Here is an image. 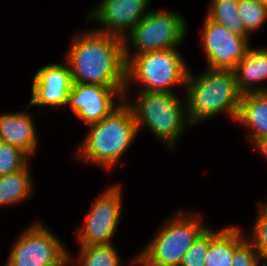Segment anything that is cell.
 I'll return each instance as SVG.
<instances>
[{
	"mask_svg": "<svg viewBox=\"0 0 267 266\" xmlns=\"http://www.w3.org/2000/svg\"><path fill=\"white\" fill-rule=\"evenodd\" d=\"M183 209L178 208L161 222L157 232L136 252V266L180 265L193 243L209 227L202 211Z\"/></svg>",
	"mask_w": 267,
	"mask_h": 266,
	"instance_id": "cell-5",
	"label": "cell"
},
{
	"mask_svg": "<svg viewBox=\"0 0 267 266\" xmlns=\"http://www.w3.org/2000/svg\"><path fill=\"white\" fill-rule=\"evenodd\" d=\"M117 247L112 244L107 245H87L79 246L77 255L69 253V259L74 266H122L123 257L119 254ZM130 260V261H129ZM123 266H136V254L133 255ZM122 262V263H121Z\"/></svg>",
	"mask_w": 267,
	"mask_h": 266,
	"instance_id": "cell-19",
	"label": "cell"
},
{
	"mask_svg": "<svg viewBox=\"0 0 267 266\" xmlns=\"http://www.w3.org/2000/svg\"><path fill=\"white\" fill-rule=\"evenodd\" d=\"M152 0H100L87 13L86 21L95 30L121 38L147 15ZM92 20V21H91ZM91 21V22H90Z\"/></svg>",
	"mask_w": 267,
	"mask_h": 266,
	"instance_id": "cell-11",
	"label": "cell"
},
{
	"mask_svg": "<svg viewBox=\"0 0 267 266\" xmlns=\"http://www.w3.org/2000/svg\"><path fill=\"white\" fill-rule=\"evenodd\" d=\"M199 30L200 44L206 67L210 69H233L252 46V37L231 33L227 28L204 16Z\"/></svg>",
	"mask_w": 267,
	"mask_h": 266,
	"instance_id": "cell-10",
	"label": "cell"
},
{
	"mask_svg": "<svg viewBox=\"0 0 267 266\" xmlns=\"http://www.w3.org/2000/svg\"><path fill=\"white\" fill-rule=\"evenodd\" d=\"M87 127L72 157L85 166L95 165L107 173L118 166L139 135L132 108L125 101L106 118Z\"/></svg>",
	"mask_w": 267,
	"mask_h": 266,
	"instance_id": "cell-2",
	"label": "cell"
},
{
	"mask_svg": "<svg viewBox=\"0 0 267 266\" xmlns=\"http://www.w3.org/2000/svg\"><path fill=\"white\" fill-rule=\"evenodd\" d=\"M186 62L179 47L134 55L126 62L125 91L179 93L178 87L185 91L190 69Z\"/></svg>",
	"mask_w": 267,
	"mask_h": 266,
	"instance_id": "cell-6",
	"label": "cell"
},
{
	"mask_svg": "<svg viewBox=\"0 0 267 266\" xmlns=\"http://www.w3.org/2000/svg\"><path fill=\"white\" fill-rule=\"evenodd\" d=\"M232 70L242 94L267 92V46H251Z\"/></svg>",
	"mask_w": 267,
	"mask_h": 266,
	"instance_id": "cell-15",
	"label": "cell"
},
{
	"mask_svg": "<svg viewBox=\"0 0 267 266\" xmlns=\"http://www.w3.org/2000/svg\"><path fill=\"white\" fill-rule=\"evenodd\" d=\"M187 118L190 125L225 114L235 122L242 93L237 87L232 69L204 68L194 74L189 69L185 91Z\"/></svg>",
	"mask_w": 267,
	"mask_h": 266,
	"instance_id": "cell-3",
	"label": "cell"
},
{
	"mask_svg": "<svg viewBox=\"0 0 267 266\" xmlns=\"http://www.w3.org/2000/svg\"><path fill=\"white\" fill-rule=\"evenodd\" d=\"M61 266H74L73 262L68 259L64 264H62Z\"/></svg>",
	"mask_w": 267,
	"mask_h": 266,
	"instance_id": "cell-27",
	"label": "cell"
},
{
	"mask_svg": "<svg viewBox=\"0 0 267 266\" xmlns=\"http://www.w3.org/2000/svg\"><path fill=\"white\" fill-rule=\"evenodd\" d=\"M209 248V227L197 238L179 266H204Z\"/></svg>",
	"mask_w": 267,
	"mask_h": 266,
	"instance_id": "cell-24",
	"label": "cell"
},
{
	"mask_svg": "<svg viewBox=\"0 0 267 266\" xmlns=\"http://www.w3.org/2000/svg\"><path fill=\"white\" fill-rule=\"evenodd\" d=\"M239 16L246 30L253 35L267 22V4L258 0H239Z\"/></svg>",
	"mask_w": 267,
	"mask_h": 266,
	"instance_id": "cell-22",
	"label": "cell"
},
{
	"mask_svg": "<svg viewBox=\"0 0 267 266\" xmlns=\"http://www.w3.org/2000/svg\"><path fill=\"white\" fill-rule=\"evenodd\" d=\"M206 16L231 33L243 37H252L246 30L238 12L239 0H210Z\"/></svg>",
	"mask_w": 267,
	"mask_h": 266,
	"instance_id": "cell-20",
	"label": "cell"
},
{
	"mask_svg": "<svg viewBox=\"0 0 267 266\" xmlns=\"http://www.w3.org/2000/svg\"><path fill=\"white\" fill-rule=\"evenodd\" d=\"M232 266H264L253 244L246 238L234 253Z\"/></svg>",
	"mask_w": 267,
	"mask_h": 266,
	"instance_id": "cell-25",
	"label": "cell"
},
{
	"mask_svg": "<svg viewBox=\"0 0 267 266\" xmlns=\"http://www.w3.org/2000/svg\"><path fill=\"white\" fill-rule=\"evenodd\" d=\"M30 161L23 150L0 141V176L23 170Z\"/></svg>",
	"mask_w": 267,
	"mask_h": 266,
	"instance_id": "cell-23",
	"label": "cell"
},
{
	"mask_svg": "<svg viewBox=\"0 0 267 266\" xmlns=\"http://www.w3.org/2000/svg\"><path fill=\"white\" fill-rule=\"evenodd\" d=\"M123 101L124 97L112 87L73 83L66 108L88 126L106 118Z\"/></svg>",
	"mask_w": 267,
	"mask_h": 266,
	"instance_id": "cell-12",
	"label": "cell"
},
{
	"mask_svg": "<svg viewBox=\"0 0 267 266\" xmlns=\"http://www.w3.org/2000/svg\"><path fill=\"white\" fill-rule=\"evenodd\" d=\"M26 109L0 113V141L18 147L30 158L38 152L40 144L35 115Z\"/></svg>",
	"mask_w": 267,
	"mask_h": 266,
	"instance_id": "cell-14",
	"label": "cell"
},
{
	"mask_svg": "<svg viewBox=\"0 0 267 266\" xmlns=\"http://www.w3.org/2000/svg\"><path fill=\"white\" fill-rule=\"evenodd\" d=\"M235 122L247 129L248 145L267 136V92L242 94Z\"/></svg>",
	"mask_w": 267,
	"mask_h": 266,
	"instance_id": "cell-17",
	"label": "cell"
},
{
	"mask_svg": "<svg viewBox=\"0 0 267 266\" xmlns=\"http://www.w3.org/2000/svg\"><path fill=\"white\" fill-rule=\"evenodd\" d=\"M258 1H261V2H264V3L267 4V0H258Z\"/></svg>",
	"mask_w": 267,
	"mask_h": 266,
	"instance_id": "cell-29",
	"label": "cell"
},
{
	"mask_svg": "<svg viewBox=\"0 0 267 266\" xmlns=\"http://www.w3.org/2000/svg\"><path fill=\"white\" fill-rule=\"evenodd\" d=\"M42 220L33 221L16 236L3 266H61L69 247Z\"/></svg>",
	"mask_w": 267,
	"mask_h": 266,
	"instance_id": "cell-8",
	"label": "cell"
},
{
	"mask_svg": "<svg viewBox=\"0 0 267 266\" xmlns=\"http://www.w3.org/2000/svg\"><path fill=\"white\" fill-rule=\"evenodd\" d=\"M180 13L170 8H151L123 39L125 61L134 55L181 47L189 25Z\"/></svg>",
	"mask_w": 267,
	"mask_h": 266,
	"instance_id": "cell-7",
	"label": "cell"
},
{
	"mask_svg": "<svg viewBox=\"0 0 267 266\" xmlns=\"http://www.w3.org/2000/svg\"><path fill=\"white\" fill-rule=\"evenodd\" d=\"M261 201L267 206V199L266 198H263V200H261Z\"/></svg>",
	"mask_w": 267,
	"mask_h": 266,
	"instance_id": "cell-28",
	"label": "cell"
},
{
	"mask_svg": "<svg viewBox=\"0 0 267 266\" xmlns=\"http://www.w3.org/2000/svg\"><path fill=\"white\" fill-rule=\"evenodd\" d=\"M124 101L132 108L138 133L146 129L165 148L177 150L185 130L191 127L185 95L132 90L124 91Z\"/></svg>",
	"mask_w": 267,
	"mask_h": 266,
	"instance_id": "cell-4",
	"label": "cell"
},
{
	"mask_svg": "<svg viewBox=\"0 0 267 266\" xmlns=\"http://www.w3.org/2000/svg\"><path fill=\"white\" fill-rule=\"evenodd\" d=\"M122 183H113L100 192L84 216L83 223L76 226L78 246L107 245L114 243L122 218L124 190Z\"/></svg>",
	"mask_w": 267,
	"mask_h": 266,
	"instance_id": "cell-9",
	"label": "cell"
},
{
	"mask_svg": "<svg viewBox=\"0 0 267 266\" xmlns=\"http://www.w3.org/2000/svg\"><path fill=\"white\" fill-rule=\"evenodd\" d=\"M247 238L242 226H209V248L204 266H232L235 249Z\"/></svg>",
	"mask_w": 267,
	"mask_h": 266,
	"instance_id": "cell-16",
	"label": "cell"
},
{
	"mask_svg": "<svg viewBox=\"0 0 267 266\" xmlns=\"http://www.w3.org/2000/svg\"><path fill=\"white\" fill-rule=\"evenodd\" d=\"M249 147H252L255 152H258L261 155L260 157L266 159L267 162V136L258 138Z\"/></svg>",
	"mask_w": 267,
	"mask_h": 266,
	"instance_id": "cell-26",
	"label": "cell"
},
{
	"mask_svg": "<svg viewBox=\"0 0 267 266\" xmlns=\"http://www.w3.org/2000/svg\"><path fill=\"white\" fill-rule=\"evenodd\" d=\"M256 202L255 220L245 234L256 249L261 263L267 266V206L260 200Z\"/></svg>",
	"mask_w": 267,
	"mask_h": 266,
	"instance_id": "cell-21",
	"label": "cell"
},
{
	"mask_svg": "<svg viewBox=\"0 0 267 266\" xmlns=\"http://www.w3.org/2000/svg\"><path fill=\"white\" fill-rule=\"evenodd\" d=\"M72 84L71 71L63 59L42 66L32 78L30 108L39 106L43 114L47 108L65 109Z\"/></svg>",
	"mask_w": 267,
	"mask_h": 266,
	"instance_id": "cell-13",
	"label": "cell"
},
{
	"mask_svg": "<svg viewBox=\"0 0 267 266\" xmlns=\"http://www.w3.org/2000/svg\"><path fill=\"white\" fill-rule=\"evenodd\" d=\"M30 165L31 162L23 170L0 176V208L18 206L33 196L35 180Z\"/></svg>",
	"mask_w": 267,
	"mask_h": 266,
	"instance_id": "cell-18",
	"label": "cell"
},
{
	"mask_svg": "<svg viewBox=\"0 0 267 266\" xmlns=\"http://www.w3.org/2000/svg\"><path fill=\"white\" fill-rule=\"evenodd\" d=\"M71 35L63 60L71 71L72 82L112 87L124 97L126 61L123 38L94 28Z\"/></svg>",
	"mask_w": 267,
	"mask_h": 266,
	"instance_id": "cell-1",
	"label": "cell"
}]
</instances>
